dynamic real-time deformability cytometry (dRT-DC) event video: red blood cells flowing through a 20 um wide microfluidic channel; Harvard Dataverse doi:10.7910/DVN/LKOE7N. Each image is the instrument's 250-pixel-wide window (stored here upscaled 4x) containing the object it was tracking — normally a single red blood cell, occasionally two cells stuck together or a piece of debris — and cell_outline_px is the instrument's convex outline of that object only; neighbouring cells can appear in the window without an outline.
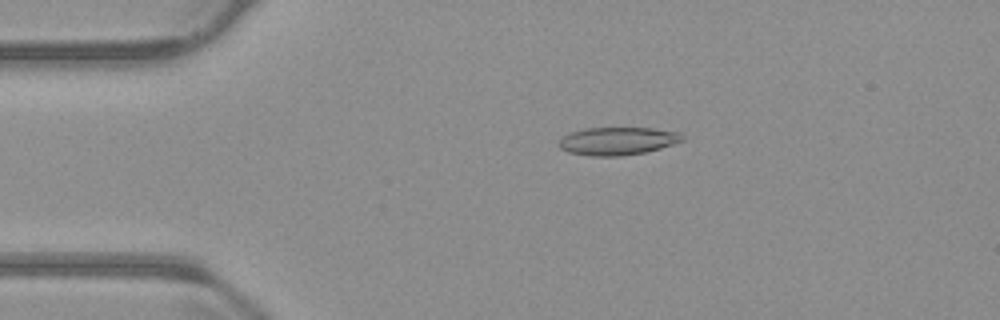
{"species": "common noctule bat (a hibernating species)", "species_latin": "Nyctalus noctula", "temperature_condition": "warm", "stored_images_in_passage": 45, "camera_frame_rate_fps": 3000, "um_per_image_px": 0.085, "animal": {"sex": "male", "body_mass_g": 23.1, "forearm_length_mm": 52.7}, "frame": {"image": 1, "passage_image": 2, "time_ms": 0.333, "image_size_px": [1000, 320], "cell_outline_px": [[684, 140], [660, 148], [644, 152], [620, 156], [592, 156], [568, 152], [560, 148], [556, 144], [564, 136], [572, 132], [584, 128], [652, 128], [680, 132], [684, 136]], "centroid_in_image_um": [52.49, 11.98], "position_along_channel_um": 32.5, "area_um2": 20.0}}
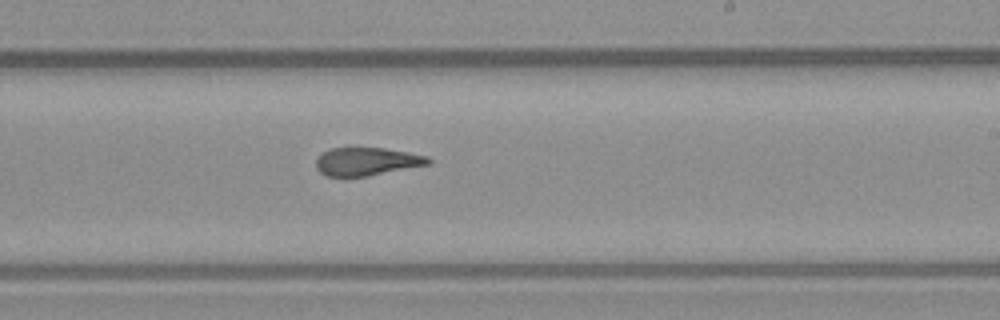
{"frame": {"image": 2, "passage_image": 23, "time_ms": 7.333, "image_size_px": [1000, 320], "cell_outline_px": [[432, 164], [368, 176], [328, 176], [320, 172], [316, 168], [316, 160], [328, 148], [348, 144], [384, 148], [408, 152], [428, 156], [432, 160]], "centroid_in_image_um": [31.17, 13.67], "position_along_channel_um": 257.8, "area_um2": 19.19}}
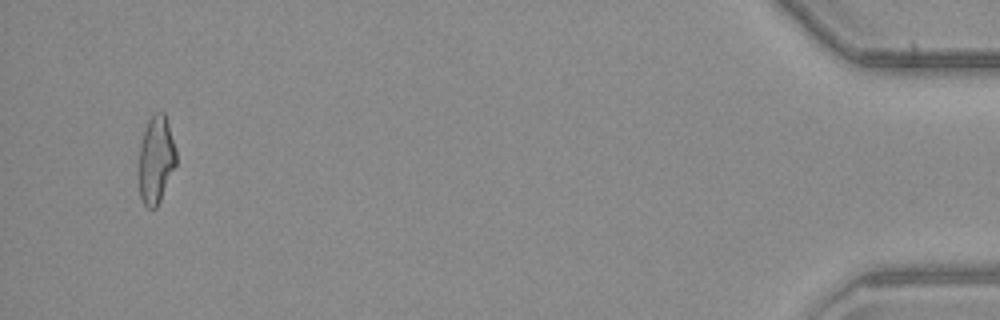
{"frame": {"image": 3, "passage_image": 43, "time_ms": 14.0, "image_size_px": [1000, 320], "cell_outline_px": [[176, 164], [160, 200], [156, 208], [148, 208], [144, 204], [140, 196], [140, 144], [144, 128], [152, 112], [164, 112], [176, 148]], "centroid_in_image_um": [13.27, 13.53], "position_along_channel_um": 421.9, "area_um2": 18.84}, "authors_computed_cell_mechanics": {"area_um2": 19.7098, "velocity_mm_per_s": 3.8132, "shape_relaxation_time_tau1_ms": 7.4196, "shape_relaxation_time_tau2_ms": 2.3839, "deformation_change_tau1": 0.2298, "deformation_change_tau2": 0.1232}}